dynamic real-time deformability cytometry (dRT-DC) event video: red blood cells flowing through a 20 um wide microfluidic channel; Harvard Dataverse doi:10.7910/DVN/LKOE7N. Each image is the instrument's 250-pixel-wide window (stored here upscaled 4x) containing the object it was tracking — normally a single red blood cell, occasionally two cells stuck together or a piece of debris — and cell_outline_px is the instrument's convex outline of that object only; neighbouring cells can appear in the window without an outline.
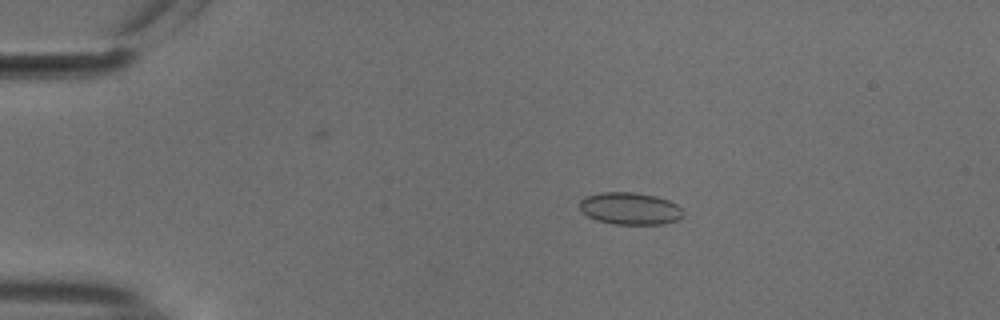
{"species": "common noctule bat (a hibernating species)", "species_latin": "Nyctalus noctula", "temperature_condition": "cold", "stored_images_in_passage": 48, "camera_frame_rate_fps": 3000, "um_per_image_px": 0.085, "animal": {"sex": "male", "body_mass_g": 18.8}, "frame": {"image": 1, "passage_image": 5, "time_ms": 1.333, "image_size_px": [1000, 320], "cell_outline_px": [[684, 216], [676, 220], [664, 224], [612, 224], [596, 220], [588, 216], [580, 208], [580, 200], [584, 196], [600, 192], [632, 192], [656, 196], [668, 200], [676, 204], [684, 212]], "centroid_in_image_um": [53.55, 17.72], "position_along_channel_um": 31.5, "area_um2": 19.48}}
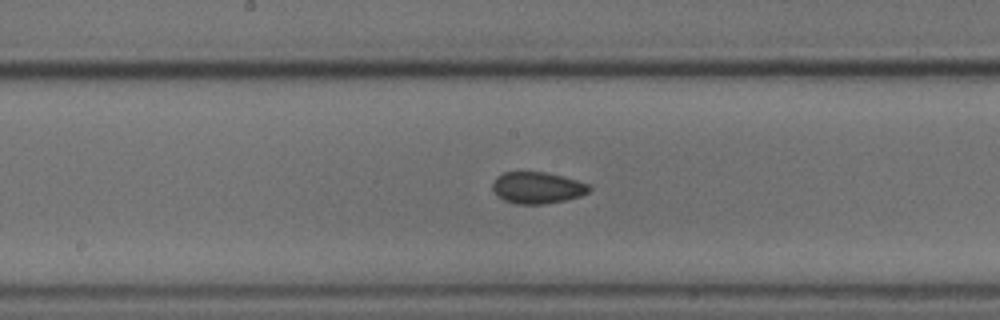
{"frame": {"image": 2, "passage_image": 23, "time_ms": 7.333, "image_size_px": [1000, 320], "cell_outline_px": [[592, 188], [588, 192], [580, 196], [564, 200], [544, 204], [516, 204], [504, 200], [496, 196], [492, 188], [492, 184], [496, 176], [504, 172], [544, 172], [576, 180], [588, 184]], "centroid_in_image_um": [45.63, 15.96], "position_along_channel_um": 202.6, "area_um2": 17.74}}
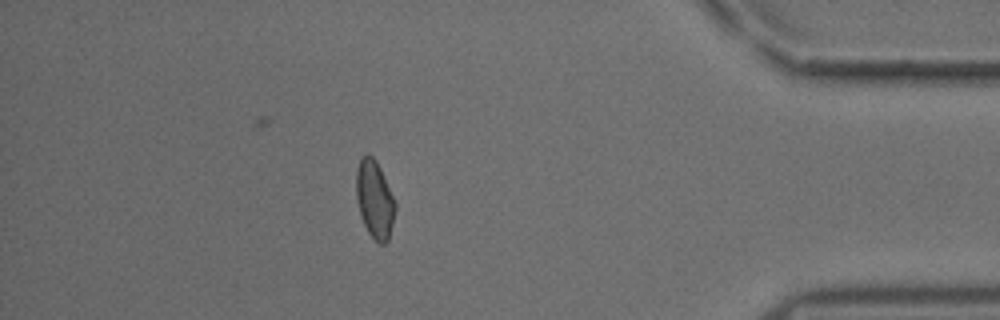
{"frame": {"image": 3, "passage_image": 42, "time_ms": 13.667, "image_size_px": [1000, 320], "cell_outline_px": [[396, 208], [388, 240], [384, 244], [380, 244], [368, 232], [360, 216], [356, 200], [356, 168], [360, 156], [368, 152], [376, 160], [380, 168], [396, 204]], "centroid_in_image_um": [31.81, 16.9], "position_along_channel_um": 403.4, "area_um2": 17.74}, "authors_computed_cell_mechanics": {"area_um2": 17.6001, "velocity_mm_per_s": 3.759, "shape_relaxation_time_tau1_ms": 3.6339, "shape_relaxation_time_tau2_ms": 2.7414, "deformation_change_tau1": 0.0546, "deformation_change_tau2": 0.0527}}